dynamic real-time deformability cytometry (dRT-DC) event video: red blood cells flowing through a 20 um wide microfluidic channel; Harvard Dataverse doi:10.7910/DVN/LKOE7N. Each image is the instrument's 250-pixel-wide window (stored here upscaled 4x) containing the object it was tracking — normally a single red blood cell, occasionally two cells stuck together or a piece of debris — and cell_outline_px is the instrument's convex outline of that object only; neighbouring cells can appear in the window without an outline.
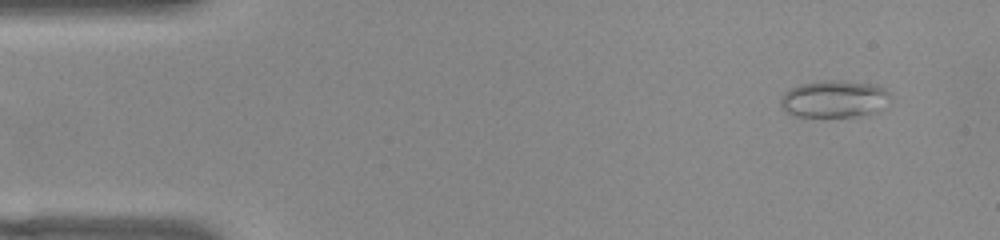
{"species": "common noctule bat (a hibernating species)", "species_latin": "Nyctalus noctula", "temperature_condition": "warm", "stored_images_in_passage": 49, "camera_frame_rate_fps": 3000, "um_per_image_px": 0.085, "animal": {"sex": "female", "body_mass_g": 22.0, "forearm_length_mm": 56.7}, "frame": {"image": 1, "passage_image": 1, "time_ms": 0.0, "image_size_px": [1000, 240], "cell_outline_px": [[892, 104], [864, 116], [796, 116], [784, 112], [780, 104], [780, 100], [784, 92], [800, 84], [820, 80], [836, 80], [876, 84], [884, 88], [892, 96]], "centroid_in_image_um": [70.96, 8.41], "position_along_channel_um": 14.0, "area_um2": 24.22}}
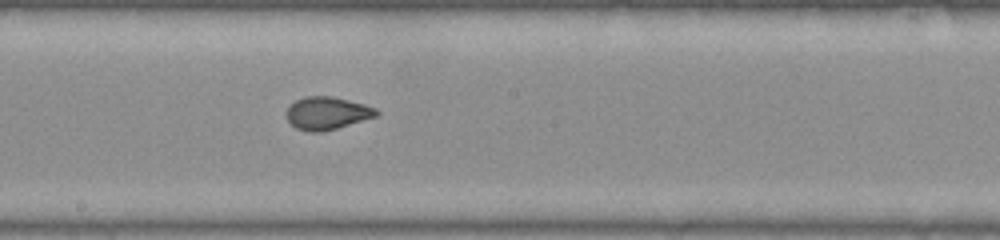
{"frame": {"image": 2, "passage_image": 25, "time_ms": 8.0, "image_size_px": [1000, 240], "cell_outline_px": [[380, 112], [376, 116], [336, 128], [320, 132], [308, 132], [296, 128], [288, 120], [288, 108], [296, 100], [304, 96], [332, 96], [364, 104], [376, 108]], "centroid_in_image_um": [27.81, 9.61], "position_along_channel_um": 220.4, "area_um2": 16.88}}
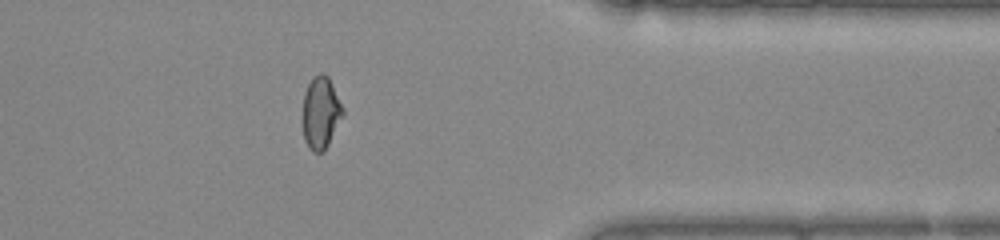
{"frame": {"image": 3, "passage_image": 39, "time_ms": 12.667, "image_size_px": [1000, 240], "cell_outline_px": [[344, 112], [324, 152], [312, 152], [308, 148], [304, 140], [300, 120], [300, 116], [304, 92], [312, 76], [320, 72], [324, 72], [328, 76], [344, 108]], "centroid_in_image_um": [27.2, 9.57], "position_along_channel_um": 384.2, "area_um2": 17.51}, "authors_computed_cell_mechanics": {"area_um2": 17.629, "velocity_mm_per_s": 3.8601, "shape_relaxation_time_tau1_ms": 10.6436, "shape_relaxation_time_tau2_ms": null, "deformation_change_tau1": 0.2273, "deformation_change_tau2": null}}